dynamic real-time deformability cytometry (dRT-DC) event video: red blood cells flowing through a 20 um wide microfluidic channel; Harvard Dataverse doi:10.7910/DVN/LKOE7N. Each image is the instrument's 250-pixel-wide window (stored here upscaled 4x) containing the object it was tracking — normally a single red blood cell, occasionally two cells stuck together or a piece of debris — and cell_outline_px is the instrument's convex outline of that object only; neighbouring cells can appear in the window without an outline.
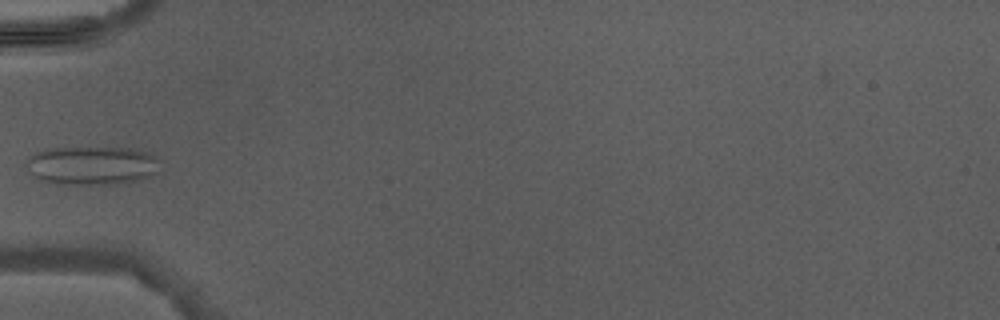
{"species": "Egyptian fruit bat (a non-hibernating species)", "species_latin": "Rousettus aegyptiacus", "temperature_condition": "warm", "stored_images_in_passage": 4, "camera_frame_rate_fps": 3000, "um_per_image_px": 0.085, "animal": {"sex": "male"}, "frame": {"image": 1, "passage_image": 4, "time_ms": 3.667, "image_size_px": [1000, 320], "cell_outline_px": [[156, 172], [152, 176], [136, 180], [116, 184], [60, 184], [40, 180], [28, 172], [24, 164], [28, 156], [44, 148], [132, 148], [148, 152], [156, 156]], "centroid_in_image_um": [7.73, 14.06], "position_along_channel_um": 77.3, "area_um2": 30.23}}